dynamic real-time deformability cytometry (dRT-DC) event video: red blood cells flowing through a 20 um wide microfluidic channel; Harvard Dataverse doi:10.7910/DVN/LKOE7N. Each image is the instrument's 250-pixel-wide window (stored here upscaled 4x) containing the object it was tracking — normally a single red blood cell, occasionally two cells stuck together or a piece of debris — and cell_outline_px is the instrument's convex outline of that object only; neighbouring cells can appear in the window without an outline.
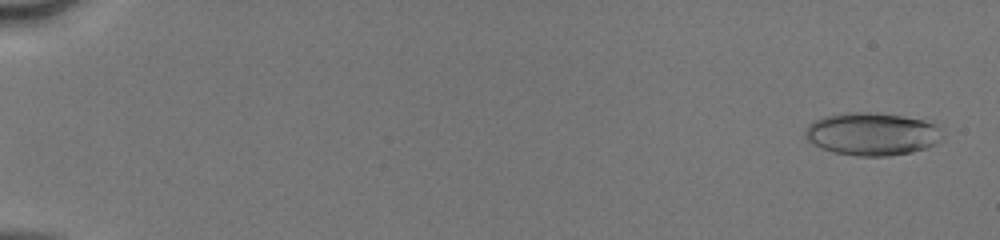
{"species": "human", "species_latin": "Homo sapiens", "temperature_condition": "cold", "stored_images_in_passage": 51, "camera_frame_rate_fps": 3000, "um_per_image_px": 0.085, "donor": {"sex": "male"}, "frame": {"image": 1, "passage_image": 2, "time_ms": 0.333, "image_size_px": [1000, 240], "cell_outline_px": [[944, 136], [936, 144], [912, 152], [888, 156], [856, 156], [832, 152], [812, 144], [804, 136], [804, 128], [812, 120], [824, 116], [844, 112], [876, 112], [904, 116], [924, 120], [936, 124], [940, 128]], "centroid_in_image_um": [74.1, 11.38], "position_along_channel_um": 10.9, "area_um2": 34.8}}
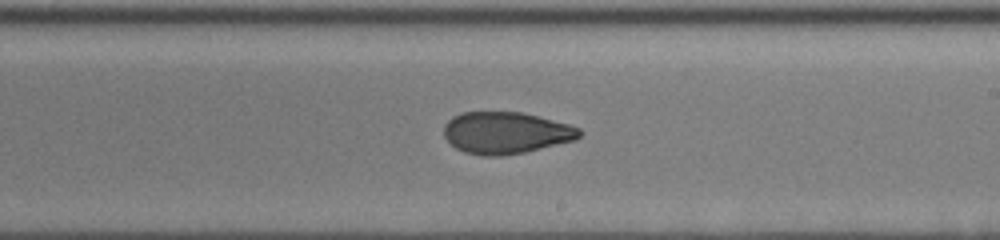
{"frame": {"image": 2, "passage_image": 32, "time_ms": 10.333, "image_size_px": [1000, 240], "cell_outline_px": [[584, 132], [576, 140], [524, 152], [500, 156], [480, 156], [464, 152], [456, 148], [444, 136], [444, 124], [452, 116], [460, 112], [524, 112], [540, 116], [568, 124], [580, 128]], "centroid_in_image_um": [43.0, 11.28], "position_along_channel_um": 246.0, "area_um2": 33.29}}
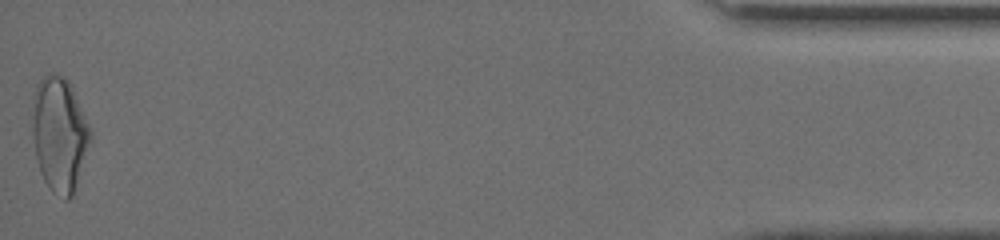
{"frame": {"image": 3, "passage_image": 51, "time_ms": 16.667, "image_size_px": [1000, 240], "cell_outline_px": [[92, 140], [72, 196], [68, 200], [64, 200], [52, 192], [48, 188], [40, 172], [36, 156], [32, 136], [32, 100], [36, 84], [48, 72], [56, 72], [64, 76], [72, 84], [92, 128]], "centroid_in_image_um": [5.07, 11.36], "position_along_channel_um": 430.1, "area_um2": 39.82}, "authors_computed_cell_mechanics": {"area_um2": 33.6974, "velocity_mm_per_s": 4.1645, "shape_relaxation_time_tau1_ms": 6.5096, "shape_relaxation_time_tau2_ms": 1.2101, "deformation_change_tau1": 0.1828, "deformation_change_tau2": 0.0642}}